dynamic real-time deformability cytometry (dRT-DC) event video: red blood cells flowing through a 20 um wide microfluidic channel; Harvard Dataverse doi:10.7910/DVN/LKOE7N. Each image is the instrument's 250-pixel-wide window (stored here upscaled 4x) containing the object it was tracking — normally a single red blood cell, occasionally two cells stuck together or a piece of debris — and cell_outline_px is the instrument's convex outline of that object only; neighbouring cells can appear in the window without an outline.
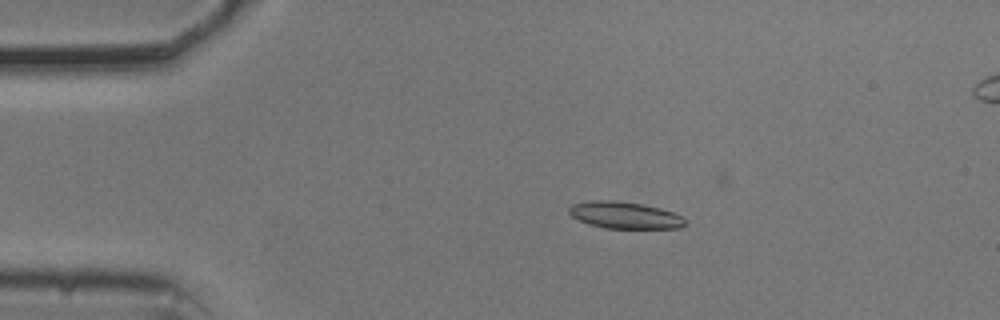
{"species": "common noctule bat (a hibernating species)", "species_latin": "Nyctalus noctula", "temperature_condition": "cold", "stored_images_in_passage": 11, "camera_frame_rate_fps": 3000, "um_per_image_px": 0.085, "animal": {"sex": "male", "body_mass_g": 20.5, "forearm_length_mm": 52.5}, "frame": {"image": 1, "passage_image": 3, "time_ms": 0.667, "image_size_px": [1000, 320], "cell_outline_px": [[688, 224], [680, 228], [604, 228], [588, 224], [572, 216], [568, 212], [568, 208], [572, 204], [592, 200], [612, 200], [640, 204], [660, 208], [684, 216]], "centroid_in_image_um": [53.13, 18.29], "position_along_channel_um": 31.9, "area_um2": 18.21}}
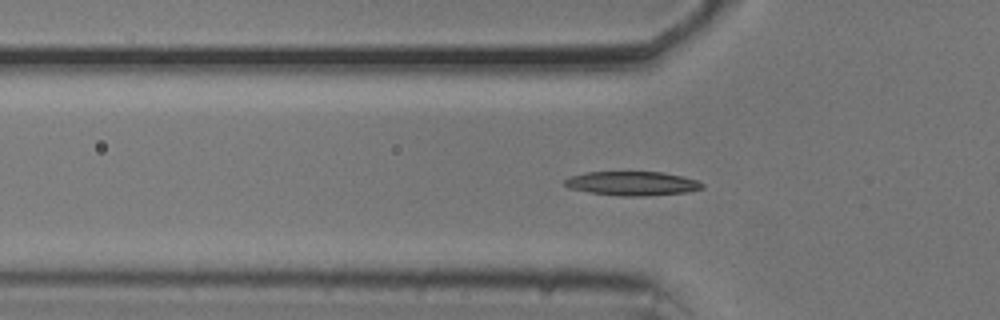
{"frame": {"image": 2, "passage_image": 10, "time_ms": 3.0, "image_size_px": [1000, 320], "cell_outline_px": [[704, 188], [688, 192], [644, 196], [620, 196], [588, 192], [568, 188], [564, 184], [564, 180], [568, 176], [584, 172], [660, 172], [680, 176], [696, 180], [704, 184]], "centroid_in_image_um": [53.69, 15.59], "position_along_channel_um": 72.1, "area_um2": 19.36}}